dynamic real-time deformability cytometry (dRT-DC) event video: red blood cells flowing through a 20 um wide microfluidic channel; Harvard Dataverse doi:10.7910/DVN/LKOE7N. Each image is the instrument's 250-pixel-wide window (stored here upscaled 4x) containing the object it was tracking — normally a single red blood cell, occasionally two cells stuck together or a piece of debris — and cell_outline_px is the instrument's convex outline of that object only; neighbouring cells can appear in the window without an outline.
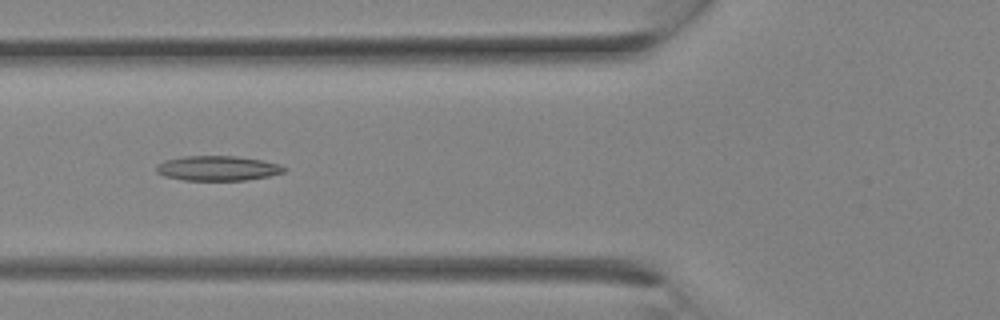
{"species": "Egyptian fruit bat (a non-hibernating species)", "species_latin": "Rousettus aegyptiacus", "temperature_condition": "room temperature", "stored_images_in_passage": 13, "camera_frame_rate_fps": 3000, "um_per_image_px": 0.085, "animal": {"sex": "female"}, "frame": {"image": 1, "passage_image": 10, "time_ms": 3.0, "image_size_px": [1000, 320], "cell_outline_px": [[288, 168], [284, 172], [268, 176], [244, 180], [184, 180], [164, 176], [156, 172], [156, 164], [164, 160], [184, 156], [236, 156], [264, 160], [280, 164]], "centroid_in_image_um": [18.5, 14.29], "position_along_channel_um": 107.3, "area_um2": 18.61}}
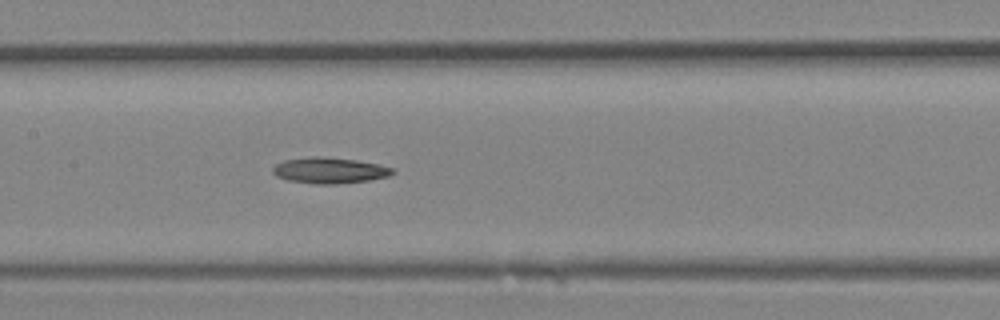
{"frame": {"image": 2, "passage_image": 13, "time_ms": 4.0, "image_size_px": [1000, 320], "cell_outline_px": [[396, 172], [388, 176], [368, 180], [332, 184], [316, 184], [288, 180], [276, 176], [272, 172], [272, 168], [276, 164], [284, 160], [312, 156], [320, 156], [356, 160], [380, 164], [392, 168]], "centroid_in_image_um": [28.0, 14.48], "position_along_channel_um": 179.4, "area_um2": 18.03}}